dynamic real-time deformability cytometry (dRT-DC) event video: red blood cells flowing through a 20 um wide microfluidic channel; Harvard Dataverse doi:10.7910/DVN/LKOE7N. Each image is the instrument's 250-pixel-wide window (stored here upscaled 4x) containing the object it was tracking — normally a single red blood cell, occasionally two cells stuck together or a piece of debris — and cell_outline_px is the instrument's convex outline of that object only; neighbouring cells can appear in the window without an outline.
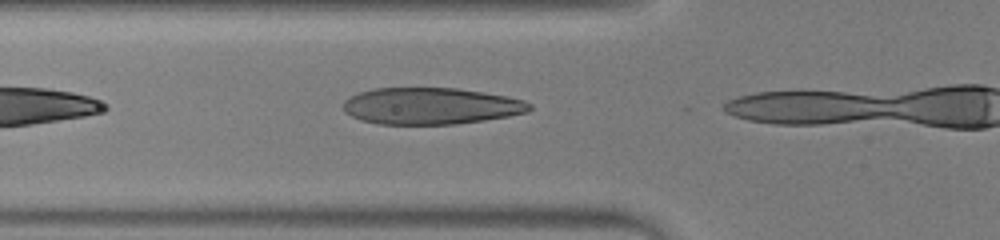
{"species": "human", "species_latin": "Homo sapiens", "temperature_condition": "warm", "stored_images_in_passage": 4, "camera_frame_rate_fps": 3000, "um_per_image_px": 0.085, "donor": {"sex": "male"}, "frame": {"image": 1, "passage_image": 3, "time_ms": 0.667, "image_size_px": [1000, 240], "cell_outline_px": [[532, 108], [528, 112], [508, 116], [484, 120], [456, 124], [380, 124], [360, 120], [344, 112], [344, 100], [360, 92], [372, 88], [456, 88], [484, 92], [524, 100], [532, 104]], "centroid_in_image_um": [36.62, 9.01], "position_along_channel_um": 89.2, "area_um2": 39.77}}